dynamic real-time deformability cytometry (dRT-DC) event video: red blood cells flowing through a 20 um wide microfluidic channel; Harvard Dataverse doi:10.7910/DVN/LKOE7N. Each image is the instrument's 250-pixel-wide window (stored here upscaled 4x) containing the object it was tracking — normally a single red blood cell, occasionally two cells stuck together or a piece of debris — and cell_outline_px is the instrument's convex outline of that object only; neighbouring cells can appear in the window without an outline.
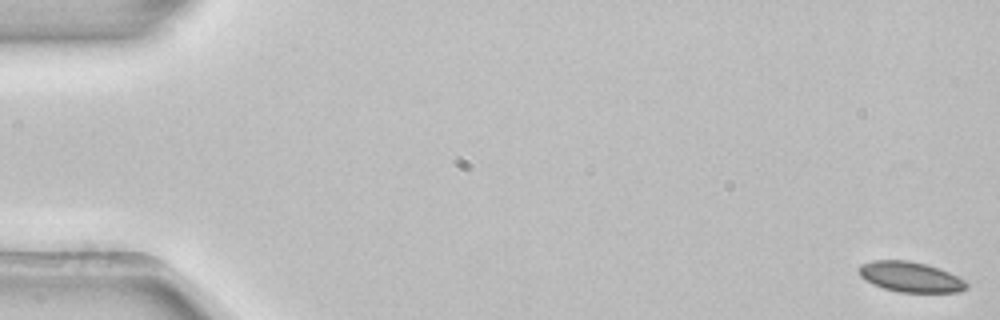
{"species": "common noctule bat (a hibernating species)", "species_latin": "Nyctalus noctula", "temperature_condition": "room temperature", "stored_images_in_passage": 5, "segment_of_instrument_passage": [1, 2], "camera_frame_rate_fps": 3000, "um_per_image_px": 0.085, "animal": {"sex": "female", "body_mass_g": 22.7, "forearm_length_mm": 54.2}, "frame": {"image": 1, "passage_image": 1, "time_ms": 0.0, "image_size_px": [1000, 320], "cell_outline_px": [[968, 288], [960, 292], [900, 292], [884, 288], [872, 284], [864, 280], [860, 276], [860, 264], [872, 260], [908, 260], [928, 264], [940, 268], [964, 280], [968, 284]], "centroid_in_image_um": [77.39, 23.53], "position_along_channel_um": 7.6, "area_um2": 19.07}}
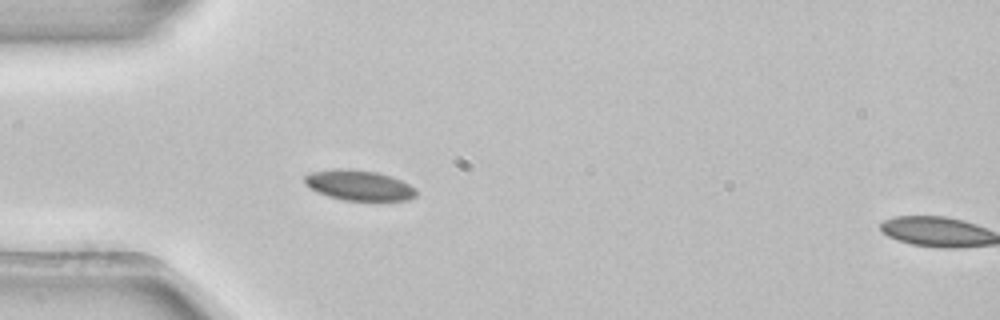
{"frame": {"image": 2, "passage_image": 4, "time_ms": 1.0, "image_size_px": [1000, 320], "cell_outline_px": [[416, 196], [408, 200], [344, 200], [328, 196], [316, 192], [304, 184], [304, 176], [312, 172], [336, 168], [348, 168], [376, 172], [392, 176], [416, 188]], "centroid_in_image_um": [30.49, 15.74], "position_along_channel_um": 54.5, "area_um2": 19.77}}